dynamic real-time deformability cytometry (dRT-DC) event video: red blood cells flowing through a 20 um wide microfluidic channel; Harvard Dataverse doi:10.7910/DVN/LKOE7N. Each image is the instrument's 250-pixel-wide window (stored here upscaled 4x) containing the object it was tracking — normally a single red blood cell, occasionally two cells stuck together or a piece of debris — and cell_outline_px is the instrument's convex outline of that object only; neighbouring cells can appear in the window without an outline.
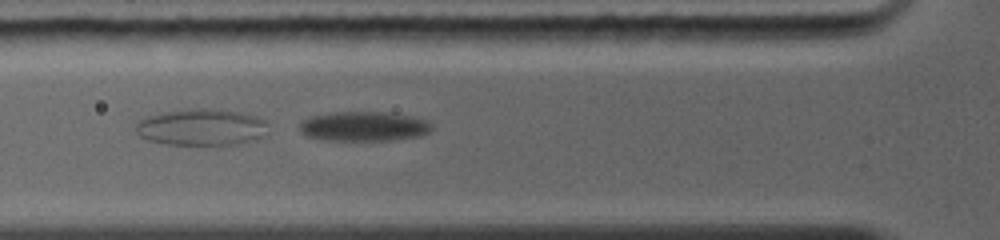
{"species": "common noctule bat (a hibernating species)", "species_latin": "Nyctalus noctula", "temperature_condition": "warm", "stored_images_in_passage": 23, "camera_frame_rate_fps": 5000, "um_per_image_px": 0.085, "animal": {"sex": "female", "body_mass_g": 19.0, "forearm_length_mm": 56.7}, "frame": {"image": 1, "passage_image": 7, "time_ms": 1.6, "image_size_px": [1000, 240], "cell_outline_px": [[432, 128], [428, 132], [420, 136], [392, 140], [328, 140], [308, 136], [300, 132], [300, 124], [308, 116], [332, 112], [388, 112], [408, 116], [424, 120], [432, 124]], "centroid_in_image_um": [30.9, 10.73], "position_along_channel_um": 94.9, "area_um2": 22.66}}